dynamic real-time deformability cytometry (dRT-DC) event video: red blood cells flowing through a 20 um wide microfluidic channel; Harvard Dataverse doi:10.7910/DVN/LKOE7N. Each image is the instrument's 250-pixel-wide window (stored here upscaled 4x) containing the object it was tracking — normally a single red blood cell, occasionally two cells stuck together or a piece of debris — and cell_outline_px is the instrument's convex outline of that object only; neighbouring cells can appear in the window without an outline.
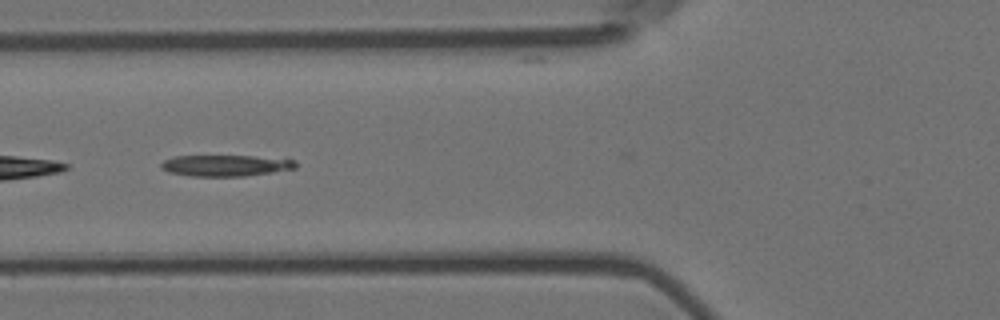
{"species": "Egyptian fruit bat (a non-hibernating species)", "species_latin": "Rousettus aegyptiacus", "temperature_condition": "room temperature", "stored_images_in_passage": 13, "camera_frame_rate_fps": 3000, "um_per_image_px": 0.085, "animal": {"sex": "female"}, "frame": {"image": 1, "passage_image": 4, "time_ms": 1.0, "image_size_px": [1000, 320], "cell_outline_px": [[296, 168], [272, 172], [244, 176], [192, 176], [168, 172], [160, 168], [160, 164], [164, 160], [172, 156], [252, 156], [296, 160]], "centroid_in_image_um": [19.13, 14.07], "position_along_channel_um": 106.7, "area_um2": 16.59}}
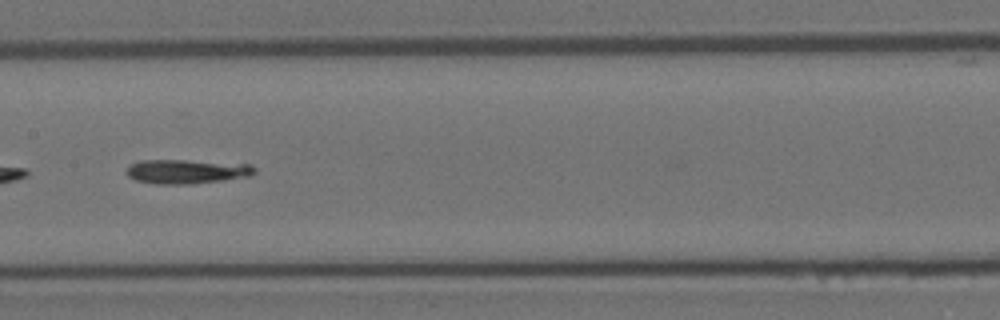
{"frame": {"image": 2, "passage_image": 6, "time_ms": 1.667, "image_size_px": [1000, 320], "cell_outline_px": [[256, 172], [248, 176], [224, 180], [188, 184], [156, 184], [136, 180], [128, 176], [128, 168], [132, 164], [140, 160], [184, 160], [252, 164], [256, 168]], "centroid_in_image_um": [15.91, 14.57], "position_along_channel_um": 191.5, "area_um2": 17.98}}
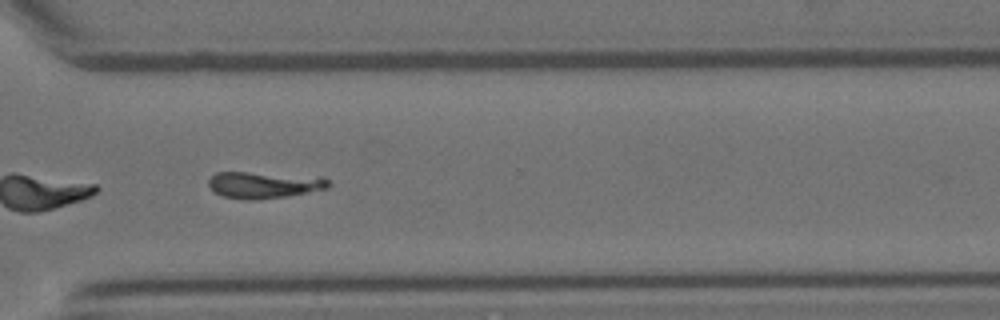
{"frame": {"image": 3, "passage_image": 10, "time_ms": 3.0, "image_size_px": [1000, 320], "cell_outline_px": [[332, 184], [328, 188], [288, 196], [252, 200], [248, 200], [220, 196], [208, 184], [208, 180], [216, 172], [244, 172], [324, 176]], "centroid_in_image_um": [22.49, 15.71], "position_along_channel_um": 348.1, "area_um2": 18.73}}